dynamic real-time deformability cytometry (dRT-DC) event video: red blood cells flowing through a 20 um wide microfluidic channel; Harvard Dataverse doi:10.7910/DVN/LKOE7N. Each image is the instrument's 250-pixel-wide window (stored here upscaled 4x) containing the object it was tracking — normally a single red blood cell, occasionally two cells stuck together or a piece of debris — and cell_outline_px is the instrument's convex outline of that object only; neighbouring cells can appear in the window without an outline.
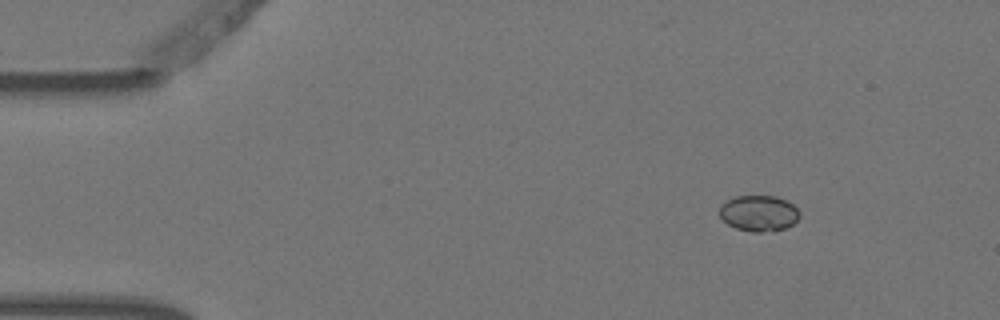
{"species": "Egyptian fruit bat (a non-hibernating species)", "species_latin": "Rousettus aegyptiacus", "temperature_condition": "warm", "stored_images_in_passage": 5, "camera_frame_rate_fps": 3000, "um_per_image_px": 0.085, "animal": {"sex": "female"}, "frame": {"image": 1, "passage_image": 1, "time_ms": 0.0, "image_size_px": [1000, 320], "cell_outline_px": [[800, 216], [792, 224], [784, 228], [760, 232], [752, 232], [736, 228], [728, 224], [720, 216], [720, 204], [736, 196], [776, 196], [792, 204], [800, 212]], "centroid_in_image_um": [64.48, 18.12], "position_along_channel_um": 20.5, "area_um2": 16.53}}
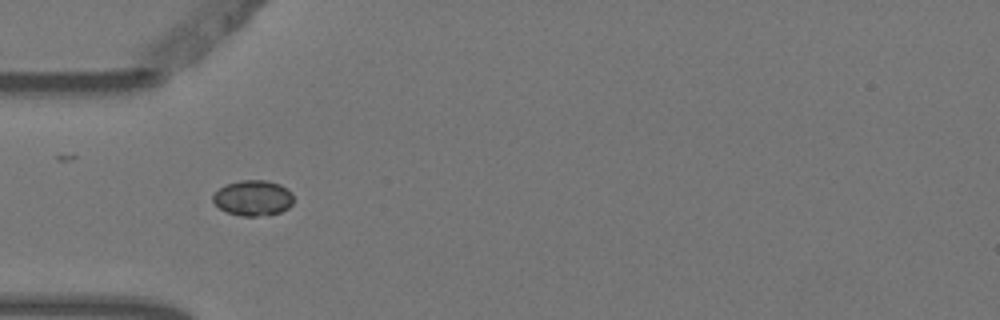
{"frame": {"image": 2, "passage_image": 4, "time_ms": 1.0, "image_size_px": [1000, 320], "cell_outline_px": [[292, 204], [288, 208], [280, 212], [256, 216], [240, 216], [228, 212], [220, 208], [212, 200], [212, 196], [220, 188], [228, 184], [240, 180], [268, 180], [280, 184], [292, 192]], "centroid_in_image_um": [21.52, 16.82], "position_along_channel_um": 63.5, "area_um2": 16.53}}
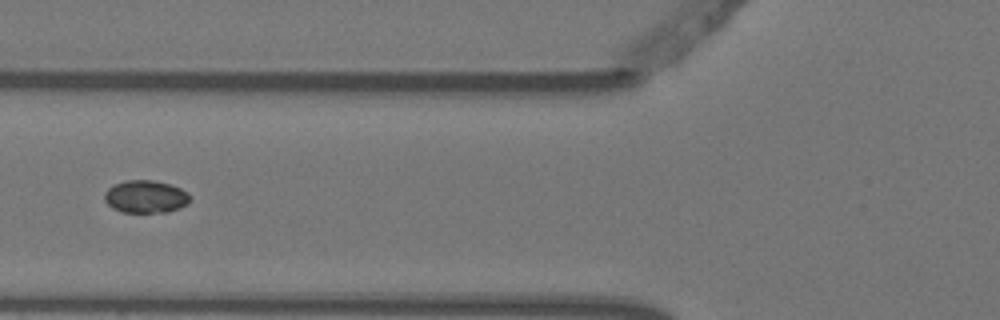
{"frame": {"image": 3, "passage_image": 5, "time_ms": 1.333, "image_size_px": [1000, 320], "cell_outline_px": [[192, 200], [188, 204], [180, 208], [168, 212], [120, 212], [112, 208], [104, 200], [104, 192], [108, 188], [124, 180], [152, 180], [172, 184], [188, 192], [192, 196]], "centroid_in_image_um": [12.42, 16.71], "position_along_channel_um": 113.4, "area_um2": 16.59}}